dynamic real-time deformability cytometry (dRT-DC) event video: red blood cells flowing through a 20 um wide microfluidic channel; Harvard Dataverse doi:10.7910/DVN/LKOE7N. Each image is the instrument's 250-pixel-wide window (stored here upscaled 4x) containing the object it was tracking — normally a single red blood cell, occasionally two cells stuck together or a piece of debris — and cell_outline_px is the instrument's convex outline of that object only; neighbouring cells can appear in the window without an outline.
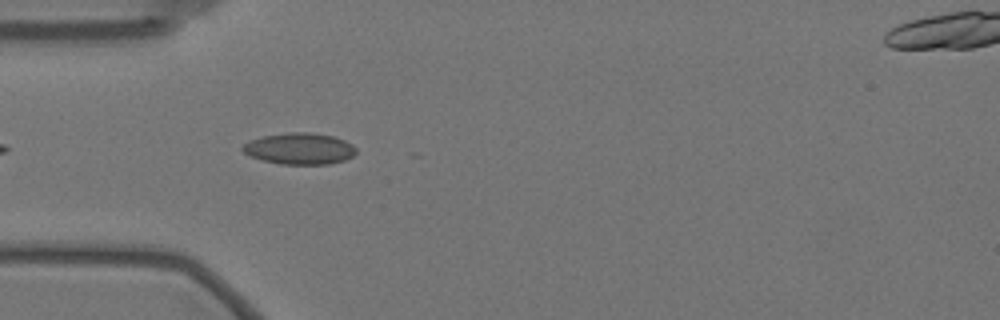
{"species": "Egyptian fruit bat (a non-hibernating species)", "species_latin": "Rousettus aegyptiacus", "temperature_condition": "warm", "stored_images_in_passage": 7, "camera_frame_rate_fps": 3000, "um_per_image_px": 0.085, "animal": {"sex": "female"}, "frame": {"image": 1, "passage_image": 4, "time_ms": 1.0, "image_size_px": [1000, 320], "cell_outline_px": [[356, 152], [352, 156], [344, 160], [328, 164], [280, 164], [264, 160], [252, 156], [244, 152], [240, 148], [244, 144], [252, 140], [264, 136], [292, 132], [308, 132], [332, 136], [344, 140], [352, 144], [356, 148]], "centroid_in_image_um": [25.49, 12.64], "position_along_channel_um": 59.5, "area_um2": 20.46}}